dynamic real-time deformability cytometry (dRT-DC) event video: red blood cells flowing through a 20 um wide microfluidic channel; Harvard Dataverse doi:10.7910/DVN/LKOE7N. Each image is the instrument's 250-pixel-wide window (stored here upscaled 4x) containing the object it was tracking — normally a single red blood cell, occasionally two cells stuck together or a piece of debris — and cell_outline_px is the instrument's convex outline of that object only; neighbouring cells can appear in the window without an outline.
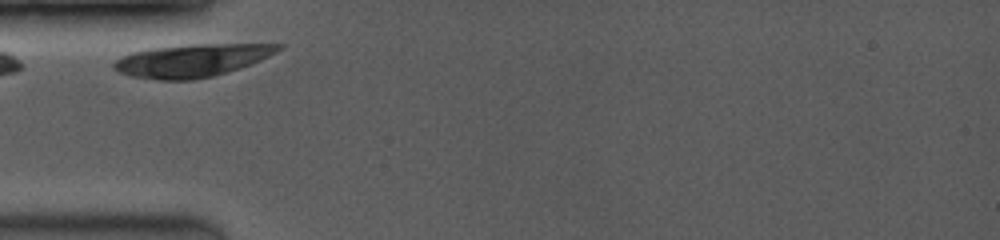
{"species": "common noctule bat (a hibernating species)", "species_latin": "Nyctalus noctula", "temperature_condition": "room temperature", "stored_images_in_passage": 3, "camera_frame_rate_fps": 3500, "um_per_image_px": 0.085, "animal": {"sex": "female", "body_mass_g": 19.0, "forearm_length_mm": 53.3}, "frame": {"image": 1, "passage_image": 1, "time_ms": 0.0, "image_size_px": [1000, 240], "cell_outline_px": [[284, 48], [260, 60], [240, 68], [212, 76], [192, 80], [160, 80], [132, 76], [120, 72], [112, 68], [112, 64], [120, 56], [132, 52], [152, 48], [192, 44], [284, 44]], "centroid_in_image_um": [16.3, 5.13], "position_along_channel_um": 68.7, "area_um2": 31.27}}